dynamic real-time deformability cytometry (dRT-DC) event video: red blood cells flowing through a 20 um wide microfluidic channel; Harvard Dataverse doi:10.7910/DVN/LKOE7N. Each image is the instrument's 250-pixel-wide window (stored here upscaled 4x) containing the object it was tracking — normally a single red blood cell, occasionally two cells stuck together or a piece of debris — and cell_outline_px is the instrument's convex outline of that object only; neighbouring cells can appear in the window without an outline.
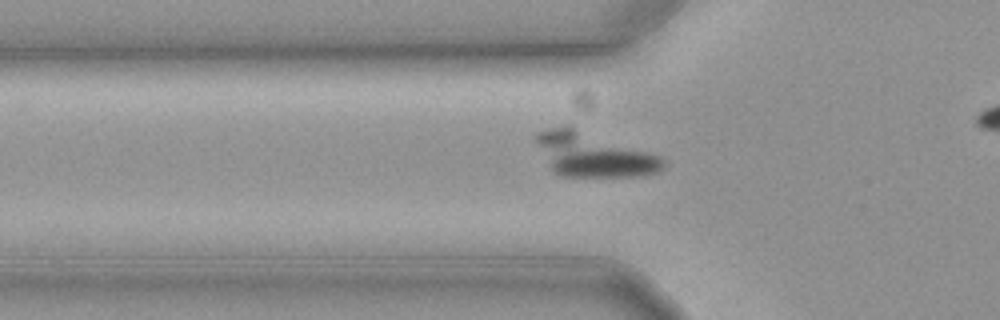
{"species": "common noctule bat (a hibernating species)", "species_latin": "Nyctalus noctula", "temperature_condition": "cold", "stored_images_in_passage": 51, "camera_frame_rate_fps": 3000, "um_per_image_px": 0.085, "animal": {"sex": "female", "body_mass_g": 19.3, "forearm_length_mm": 54.1}, "frame": {"image": 1, "passage_image": 21, "time_ms": 6.667, "image_size_px": [1000, 320], "cell_outline_px": [[664, 168], [656, 172], [636, 176], [560, 176], [552, 172], [532, 140], [536, 132], [568, 124], [660, 156], [664, 160]], "centroid_in_image_um": [50.35, 13.12], "position_along_channel_um": 75.5, "area_um2": 33.06}}
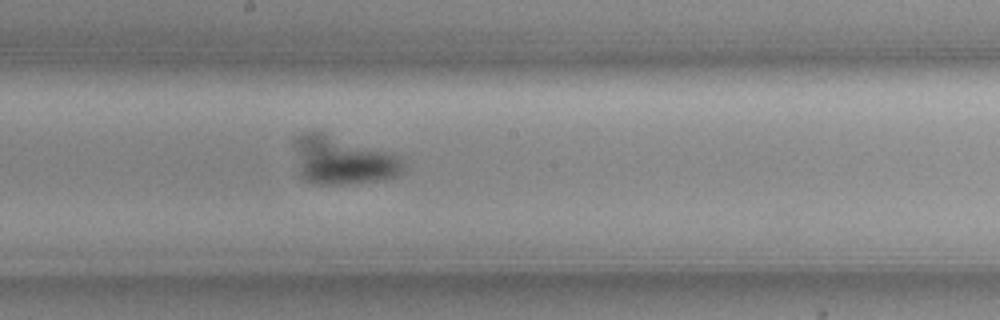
{"frame": {"image": 2, "passage_image": 33, "time_ms": 10.667, "image_size_px": [1000, 320], "cell_outline_px": [[404, 168], [396, 176], [384, 180], [340, 184], [320, 184], [304, 180], [300, 176], [292, 144], [292, 140], [296, 136], [308, 132], [320, 132], [384, 152], [396, 156]], "centroid_in_image_um": [29.0, 13.65], "position_along_channel_um": 219.2, "area_um2": 29.82}}
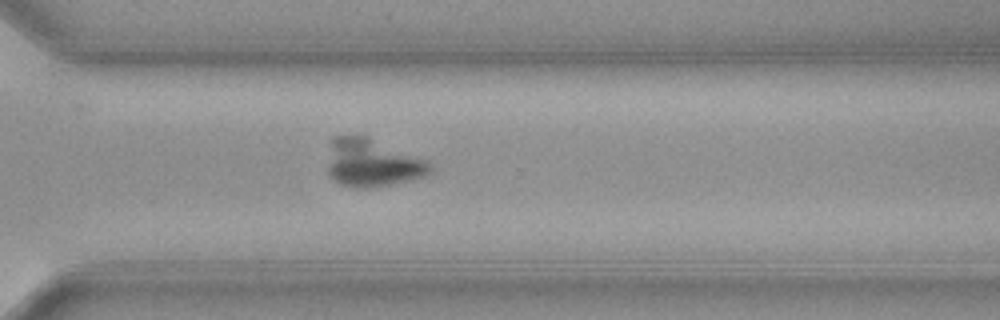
{"frame": {"image": 3, "passage_image": 43, "time_ms": 14.0, "image_size_px": [1000, 320], "cell_outline_px": [[432, 172], [424, 176], [388, 184], [364, 188], [356, 188], [340, 184], [332, 180], [328, 172], [328, 140], [332, 136], [368, 136], [432, 164]], "centroid_in_image_um": [31.54, 13.83], "position_along_channel_um": 339.1, "area_um2": 28.38}}